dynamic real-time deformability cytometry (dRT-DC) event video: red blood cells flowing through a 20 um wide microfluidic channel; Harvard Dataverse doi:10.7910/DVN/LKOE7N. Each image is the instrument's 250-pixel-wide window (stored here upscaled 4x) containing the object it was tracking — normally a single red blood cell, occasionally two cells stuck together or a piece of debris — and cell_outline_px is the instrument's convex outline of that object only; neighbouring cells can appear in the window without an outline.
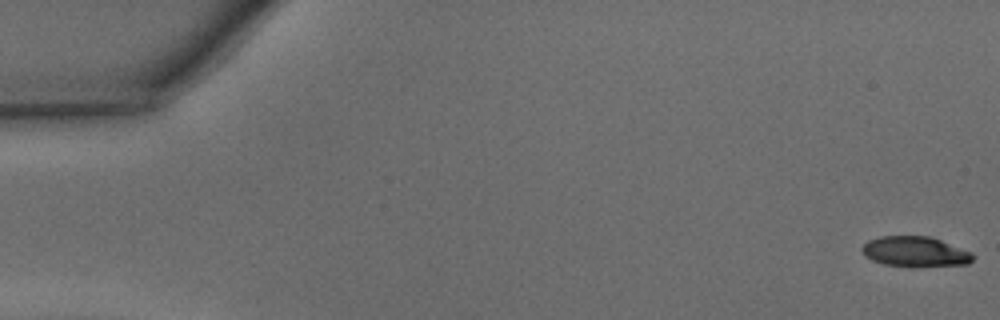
{"species": "common noctule bat (a hibernating species)", "species_latin": "Nyctalus noctula", "temperature_condition": "warm", "stored_images_in_passage": 47, "camera_frame_rate_fps": 3000, "um_per_image_px": 0.085, "animal": {"sex": "male", "body_mass_g": 15.6}, "frame": {"image": 1, "passage_image": 1, "time_ms": 0.0, "image_size_px": [1000, 320], "cell_outline_px": [[976, 256], [968, 264], [912, 268], [884, 264], [872, 260], [864, 256], [860, 248], [868, 240], [880, 236], [928, 236], [940, 240], [972, 252]], "centroid_in_image_um": [77.78, 21.41], "position_along_channel_um": 7.2, "area_um2": 19.94}}
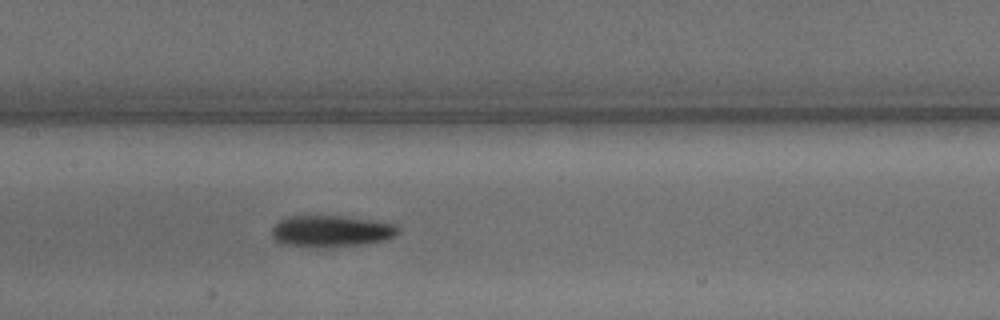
{"frame": {"image": 2, "passage_image": 23, "time_ms": 7.333, "image_size_px": [1000, 320], "cell_outline_px": [[400, 232], [396, 236], [384, 240], [360, 244], [284, 244], [276, 240], [272, 236], [272, 228], [280, 220], [288, 216], [344, 216], [372, 220], [396, 224], [400, 228]], "centroid_in_image_um": [28.22, 19.58], "position_along_channel_um": 179.2, "area_um2": 22.14}}
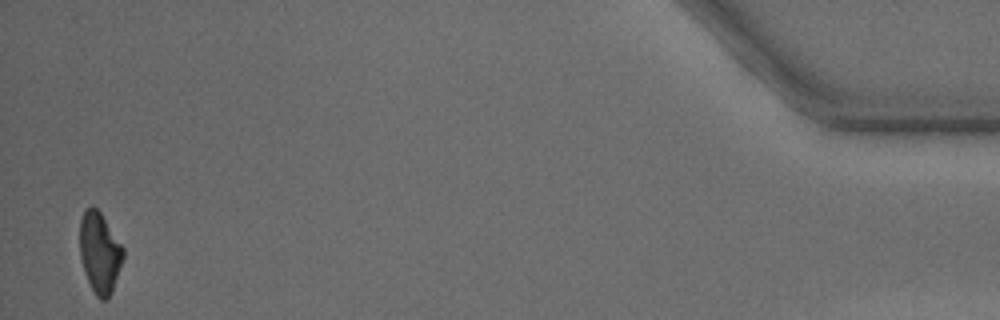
{"frame": {"image": 3, "passage_image": 46, "time_ms": 15.0, "image_size_px": [1000, 320], "cell_outline_px": [[124, 256], [112, 292], [108, 300], [100, 300], [96, 296], [84, 272], [80, 256], [80, 220], [84, 212], [92, 204], [100, 212], [124, 248]], "centroid_in_image_um": [8.48, 21.49], "position_along_channel_um": 426.7, "area_um2": 20.35}, "authors_computed_cell_mechanics": {"area_um2": 21.7906, "velocity_mm_per_s": 4.3695, "shape_relaxation_time_tau1_ms": 4.4885, "shape_relaxation_time_tau2_ms": 8.1675, "deformation_change_tau1": 0.1781, "deformation_change_tau2": 0.1999}}